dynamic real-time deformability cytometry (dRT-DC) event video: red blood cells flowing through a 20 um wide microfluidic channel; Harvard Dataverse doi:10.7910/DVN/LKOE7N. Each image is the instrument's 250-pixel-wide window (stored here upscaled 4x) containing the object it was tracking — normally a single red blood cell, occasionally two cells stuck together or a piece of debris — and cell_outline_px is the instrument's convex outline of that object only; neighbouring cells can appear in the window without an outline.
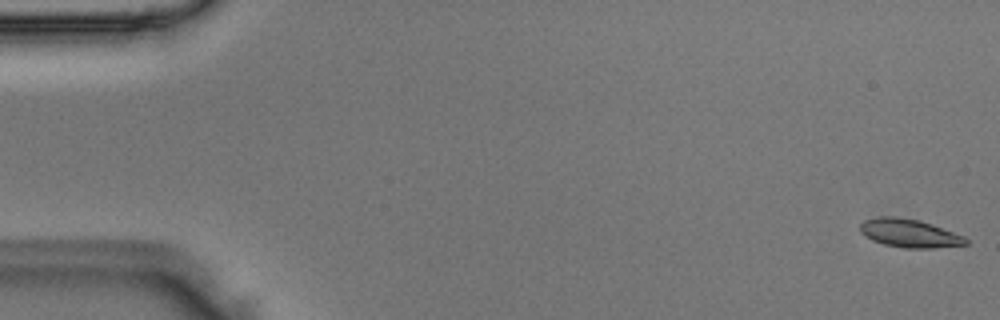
{"species": "Egyptian fruit bat (a non-hibernating species)", "species_latin": "Rousettus aegyptiacus", "temperature_condition": "room temperature", "stored_images_in_passage": 50, "camera_frame_rate_fps": 3000, "um_per_image_px": 0.085, "animal": {"sex": "male"}, "frame": {"image": 1, "passage_image": 1, "time_ms": 0.0, "image_size_px": [1000, 320], "cell_outline_px": [[968, 244], [932, 248], [904, 248], [884, 244], [872, 240], [864, 236], [860, 232], [860, 224], [864, 220], [880, 216], [896, 216], [920, 220], [932, 224], [964, 236], [968, 240]], "centroid_in_image_um": [77.28, 19.82], "position_along_channel_um": 7.7, "area_um2": 17.51}}
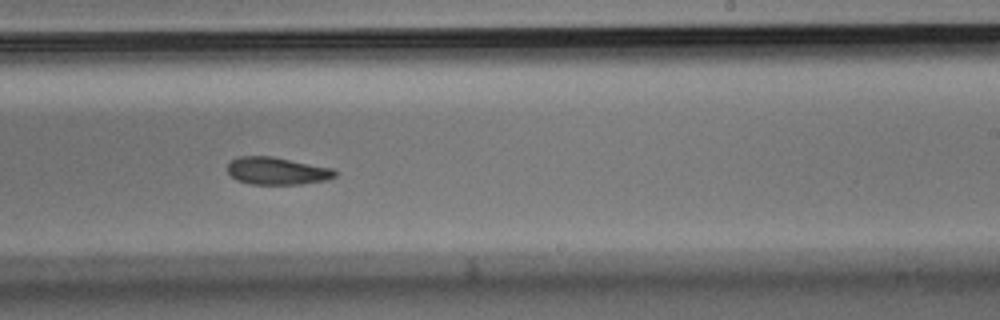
{"frame": {"image": 2, "passage_image": 31, "time_ms": 10.0, "image_size_px": [1000, 320], "cell_outline_px": [[336, 176], [324, 180], [300, 184], [252, 184], [236, 180], [228, 172], [228, 164], [232, 160], [240, 156], [272, 156], [332, 168], [336, 172]], "centroid_in_image_um": [23.53, 14.52], "position_along_channel_um": 265.5, "area_um2": 16.99}}
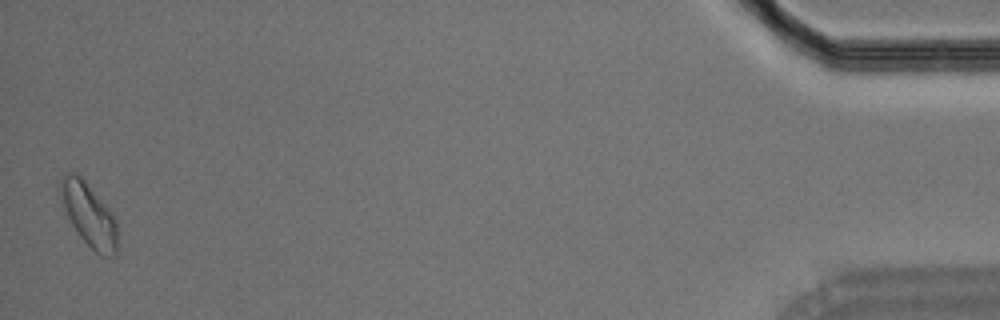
{"frame": {"image": 3, "passage_image": 50, "time_ms": 16.333, "image_size_px": [1000, 320], "cell_outline_px": [[116, 256], [100, 256], [80, 236], [72, 224], [68, 216], [56, 188], [64, 172], [72, 172], [80, 176], [84, 180], [108, 208], [116, 220]], "centroid_in_image_um": [7.51, 18.21], "position_along_channel_um": 427.7, "area_um2": 20.75}}